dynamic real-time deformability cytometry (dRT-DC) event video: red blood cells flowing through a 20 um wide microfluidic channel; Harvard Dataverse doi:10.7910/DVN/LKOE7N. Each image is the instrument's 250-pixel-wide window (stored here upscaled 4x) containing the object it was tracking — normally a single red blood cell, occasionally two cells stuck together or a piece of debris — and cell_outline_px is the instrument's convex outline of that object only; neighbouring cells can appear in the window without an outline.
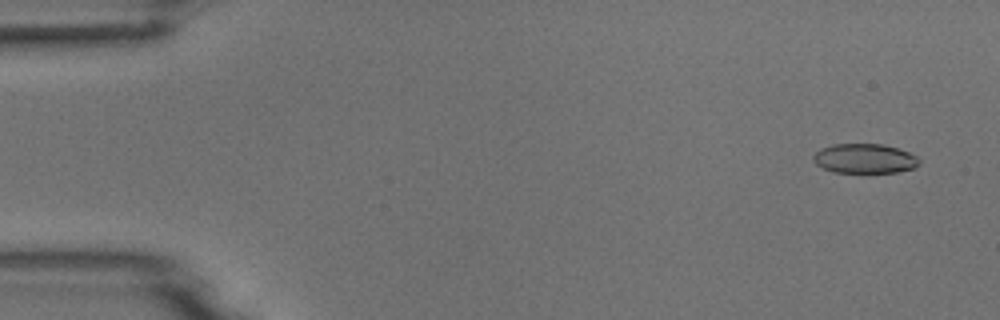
{"species": "common noctule bat (a hibernating species)", "species_latin": "Nyctalus noctula", "temperature_condition": "room temperature", "stored_images_in_passage": 5, "camera_frame_rate_fps": 3000, "um_per_image_px": 0.085, "animal": {"sex": "male", "body_mass_g": 18.8}, "frame": {"image": 1, "passage_image": 1, "time_ms": 0.0, "image_size_px": [1000, 320], "cell_outline_px": [[920, 164], [916, 168], [896, 172], [832, 172], [816, 164], [812, 156], [820, 148], [832, 144], [884, 144], [908, 152], [916, 156], [920, 160]], "centroid_in_image_um": [73.5, 13.47], "position_along_channel_um": 11.5, "area_um2": 18.26}}
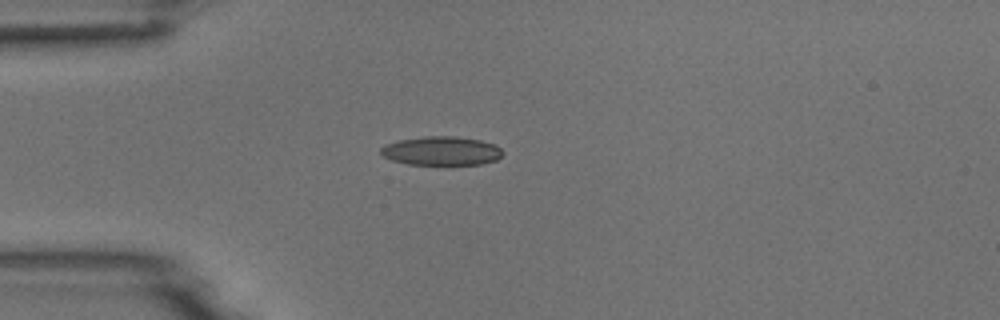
{"frame": {"image": 2, "passage_image": 4, "time_ms": 1.0, "image_size_px": [1000, 320], "cell_outline_px": [[504, 152], [496, 160], [480, 164], [408, 164], [392, 160], [384, 156], [380, 152], [380, 148], [388, 144], [400, 140], [424, 136], [456, 136], [480, 140], [496, 144]], "centroid_in_image_um": [37.55, 12.82], "position_along_channel_um": 47.4, "area_um2": 20.35}}